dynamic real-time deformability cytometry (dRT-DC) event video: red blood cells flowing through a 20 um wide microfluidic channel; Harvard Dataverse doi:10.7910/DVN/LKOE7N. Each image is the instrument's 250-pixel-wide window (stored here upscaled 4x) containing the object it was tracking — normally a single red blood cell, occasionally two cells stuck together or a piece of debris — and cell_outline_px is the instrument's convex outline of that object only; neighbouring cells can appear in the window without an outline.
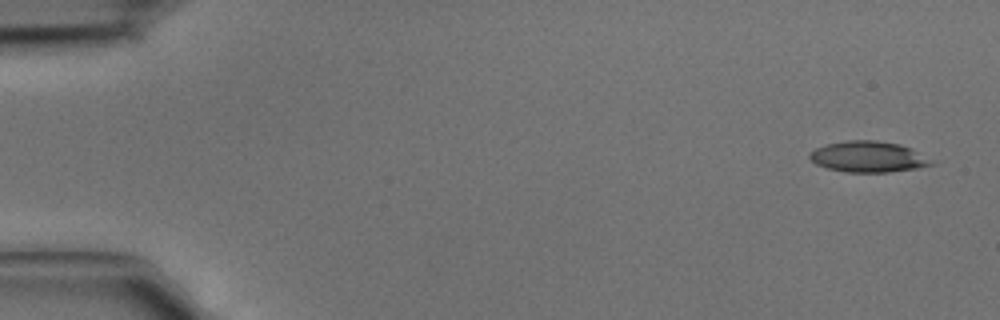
{"species": "common noctule bat (a hibernating species)", "species_latin": "Nyctalus noctula", "temperature_condition": "cold", "stored_images_in_passage": 3, "camera_frame_rate_fps": 3000, "um_per_image_px": 0.085, "animal": {"sex": "male", "body_mass_g": 15.6}, "frame": {"image": 1, "passage_image": 1, "time_ms": 0.0, "image_size_px": [1000, 320], "cell_outline_px": [[936, 164], [920, 168], [888, 172], [844, 172], [828, 168], [816, 164], [808, 156], [808, 152], [816, 148], [828, 144], [848, 140], [876, 140], [900, 144], [912, 148], [936, 160]], "centroid_in_image_um": [73.88, 13.33], "position_along_channel_um": 11.1, "area_um2": 22.31}}
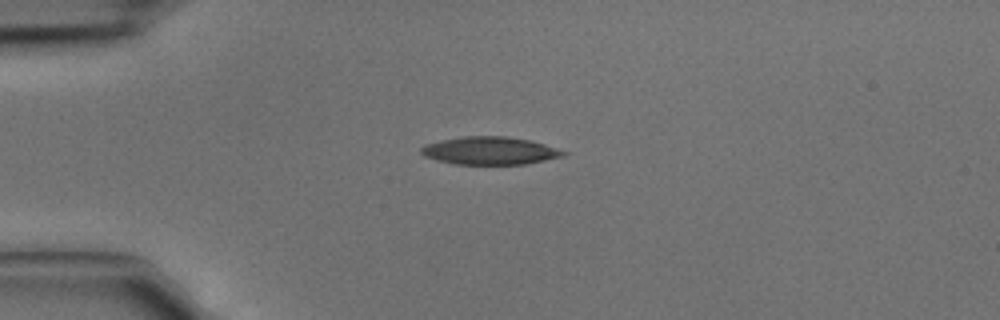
{"frame": {"image": 2, "passage_image": 3, "time_ms": 0.667, "image_size_px": [1000, 320], "cell_outline_px": [[568, 152], [564, 156], [524, 164], [452, 164], [436, 160], [424, 156], [420, 152], [420, 148], [424, 144], [440, 140], [464, 136], [504, 136], [532, 140]], "centroid_in_image_um": [41.6, 12.8], "position_along_channel_um": 43.4, "area_um2": 23.12}}